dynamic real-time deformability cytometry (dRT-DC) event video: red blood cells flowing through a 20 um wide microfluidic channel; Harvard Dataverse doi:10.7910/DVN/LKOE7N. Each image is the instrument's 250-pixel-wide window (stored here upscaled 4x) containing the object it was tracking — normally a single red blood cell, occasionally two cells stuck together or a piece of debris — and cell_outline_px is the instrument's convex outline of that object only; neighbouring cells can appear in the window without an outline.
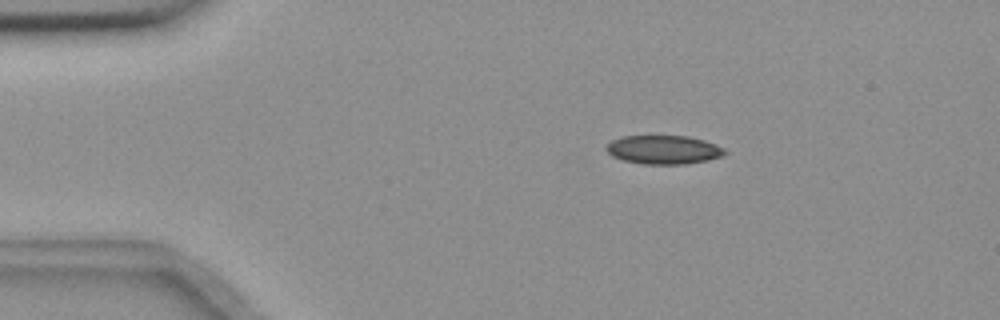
{"species": "common noctule bat (a hibernating species)", "species_latin": "Nyctalus noctula", "temperature_condition": "room temperature", "stored_images_in_passage": 6, "camera_frame_rate_fps": 3000, "um_per_image_px": 0.085, "animal": {"sex": "female", "body_mass_g": 18.4}, "frame": {"image": 1, "passage_image": 3, "time_ms": 0.667, "image_size_px": [1000, 320], "cell_outline_px": [[728, 152], [724, 156], [708, 160], [684, 164], [644, 164], [624, 160], [612, 156], [604, 148], [612, 140], [620, 136], [688, 136], [704, 140], [716, 144], [724, 148]], "centroid_in_image_um": [56.43, 12.72], "position_along_channel_um": 28.6, "area_um2": 19.94}}
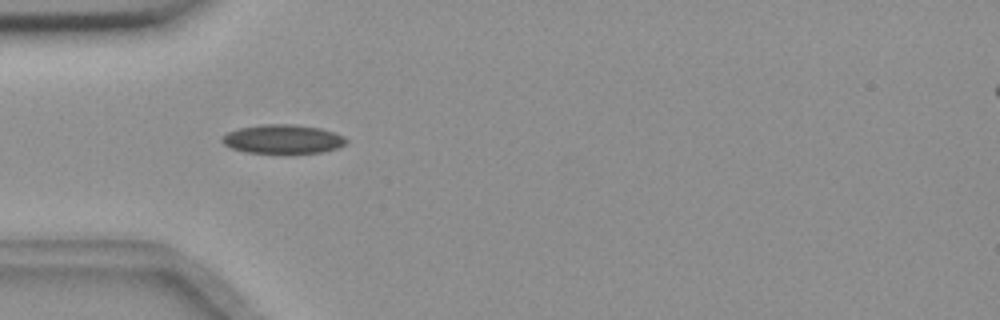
{"frame": {"image": 2, "passage_image": 5, "time_ms": 1.333, "image_size_px": [1000, 320], "cell_outline_px": [[348, 144], [340, 148], [320, 152], [248, 152], [232, 148], [224, 144], [220, 140], [228, 132], [240, 128], [264, 124], [292, 124], [320, 128], [344, 136], [348, 140]], "centroid_in_image_um": [24.09, 11.81], "position_along_channel_um": 60.9, "area_um2": 20.63}}